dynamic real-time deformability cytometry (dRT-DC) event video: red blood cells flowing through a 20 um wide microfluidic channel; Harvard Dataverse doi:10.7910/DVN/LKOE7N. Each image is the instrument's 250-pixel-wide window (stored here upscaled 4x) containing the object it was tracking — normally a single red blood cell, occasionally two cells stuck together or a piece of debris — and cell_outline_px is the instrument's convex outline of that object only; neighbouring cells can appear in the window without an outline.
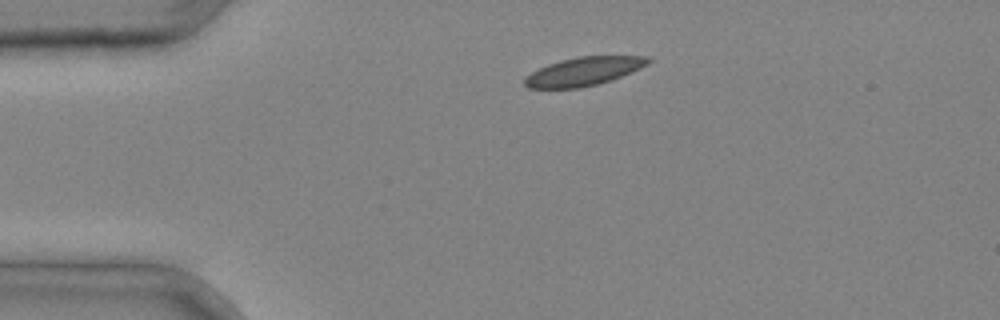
{"species": "common noctule bat (a hibernating species)", "species_latin": "Nyctalus noctula", "temperature_condition": "cold", "stored_images_in_passage": 2, "camera_frame_rate_fps": 3000, "um_per_image_px": 0.085, "animal": {"sex": "male", "body_mass_g": 20.4}, "frame": {"image": 1, "passage_image": 1, "time_ms": 0.0, "image_size_px": [1000, 320], "cell_outline_px": [[652, 60], [648, 64], [640, 68], [612, 80], [580, 88], [528, 88], [524, 84], [524, 80], [532, 72], [548, 64], [560, 60], [580, 56], [648, 56]], "centroid_in_image_um": [49.64, 6.06], "position_along_channel_um": 35.4, "area_um2": 20.35}}